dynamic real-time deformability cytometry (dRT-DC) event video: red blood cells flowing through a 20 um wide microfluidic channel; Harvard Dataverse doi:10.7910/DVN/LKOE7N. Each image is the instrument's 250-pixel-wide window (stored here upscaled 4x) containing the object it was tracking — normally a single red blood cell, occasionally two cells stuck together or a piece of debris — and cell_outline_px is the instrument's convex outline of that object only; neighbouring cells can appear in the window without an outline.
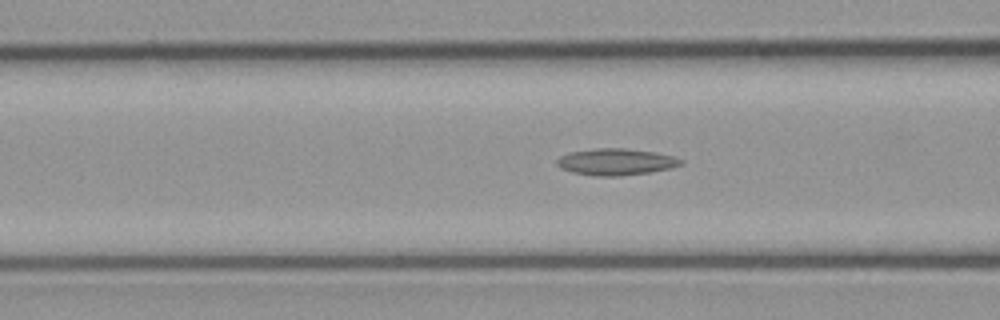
{"species": "common noctule bat (a hibernating species)", "species_latin": "Nyctalus noctula", "temperature_condition": "cold", "stored_images_in_passage": 36, "segment_of_instrument_passage": [1, 2], "camera_frame_rate_fps": 3000, "um_per_image_px": 0.085, "animal": {"sex": "male", "body_mass_g": 23.1, "forearm_length_mm": 52.7}, "frame": {"image": 1, "passage_image": 13, "time_ms": 4.0, "image_size_px": [1000, 320], "cell_outline_px": [[684, 164], [672, 168], [652, 172], [620, 176], [596, 176], [572, 172], [560, 168], [556, 164], [556, 160], [560, 156], [572, 152], [596, 148], [624, 148], [656, 152], [672, 156], [684, 160]], "centroid_in_image_um": [52.39, 13.76], "position_along_channel_um": 114.2, "area_um2": 19.36}}
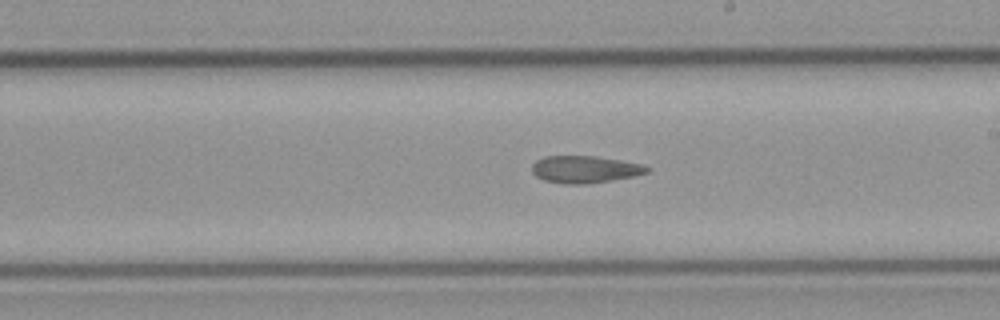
{"frame": {"image": 2, "passage_image": 23, "time_ms": 7.333, "image_size_px": [1000, 320], "cell_outline_px": [[652, 168], [648, 172], [632, 176], [612, 180], [588, 184], [568, 184], [544, 180], [536, 176], [532, 172], [532, 164], [536, 160], [544, 156], [596, 156], [620, 160], [640, 164]], "centroid_in_image_um": [49.69, 14.39], "position_along_channel_um": 239.3, "area_um2": 18.15}}
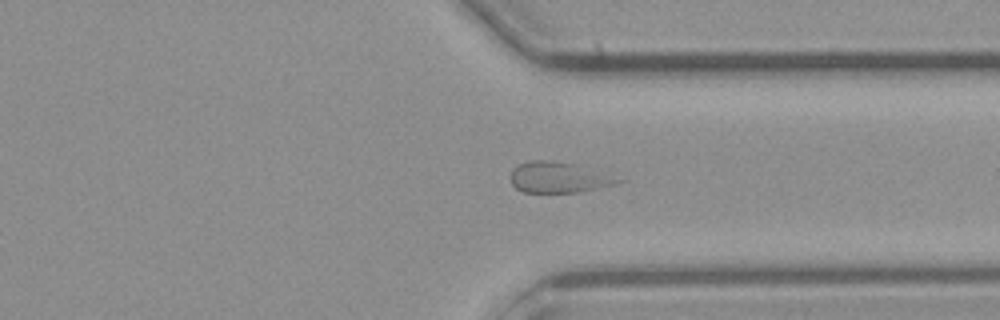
{"frame": {"image": 3, "passage_image": 33, "time_ms": 10.667, "image_size_px": [1000, 320], "cell_outline_px": [[624, 180], [616, 184], [580, 192], [524, 192], [516, 188], [512, 184], [512, 168], [516, 164], [528, 160], [552, 160], [572, 164]], "centroid_in_image_um": [47.4, 15.08], "position_along_channel_um": 364.0, "area_um2": 18.84}}